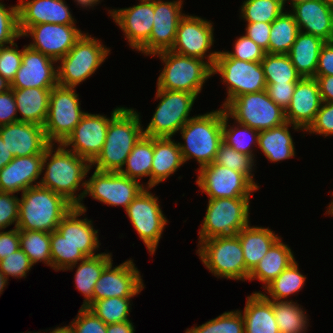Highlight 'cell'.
<instances>
[{
	"label": "cell",
	"instance_id": "obj_35",
	"mask_svg": "<svg viewBox=\"0 0 333 333\" xmlns=\"http://www.w3.org/2000/svg\"><path fill=\"white\" fill-rule=\"evenodd\" d=\"M289 122L259 132L258 147L270 162H280L295 157L294 142Z\"/></svg>",
	"mask_w": 333,
	"mask_h": 333
},
{
	"label": "cell",
	"instance_id": "obj_55",
	"mask_svg": "<svg viewBox=\"0 0 333 333\" xmlns=\"http://www.w3.org/2000/svg\"><path fill=\"white\" fill-rule=\"evenodd\" d=\"M306 131L325 137L333 135V102H322L314 122Z\"/></svg>",
	"mask_w": 333,
	"mask_h": 333
},
{
	"label": "cell",
	"instance_id": "obj_56",
	"mask_svg": "<svg viewBox=\"0 0 333 333\" xmlns=\"http://www.w3.org/2000/svg\"><path fill=\"white\" fill-rule=\"evenodd\" d=\"M296 84L297 82L266 84V92L277 105L286 110L290 105Z\"/></svg>",
	"mask_w": 333,
	"mask_h": 333
},
{
	"label": "cell",
	"instance_id": "obj_51",
	"mask_svg": "<svg viewBox=\"0 0 333 333\" xmlns=\"http://www.w3.org/2000/svg\"><path fill=\"white\" fill-rule=\"evenodd\" d=\"M21 62L22 50H18L15 42L10 44V46H2L0 52V75L10 84L20 68Z\"/></svg>",
	"mask_w": 333,
	"mask_h": 333
},
{
	"label": "cell",
	"instance_id": "obj_20",
	"mask_svg": "<svg viewBox=\"0 0 333 333\" xmlns=\"http://www.w3.org/2000/svg\"><path fill=\"white\" fill-rule=\"evenodd\" d=\"M182 0H154V24L148 42L139 50L152 55L171 50L176 39L177 27L182 14Z\"/></svg>",
	"mask_w": 333,
	"mask_h": 333
},
{
	"label": "cell",
	"instance_id": "obj_16",
	"mask_svg": "<svg viewBox=\"0 0 333 333\" xmlns=\"http://www.w3.org/2000/svg\"><path fill=\"white\" fill-rule=\"evenodd\" d=\"M145 187L146 185L140 184L120 172L95 170L86 181L83 198L89 195L99 202L109 206H122L126 210Z\"/></svg>",
	"mask_w": 333,
	"mask_h": 333
},
{
	"label": "cell",
	"instance_id": "obj_63",
	"mask_svg": "<svg viewBox=\"0 0 333 333\" xmlns=\"http://www.w3.org/2000/svg\"><path fill=\"white\" fill-rule=\"evenodd\" d=\"M14 159V156L11 152L8 151V148L4 144L0 136V170L5 167L9 162Z\"/></svg>",
	"mask_w": 333,
	"mask_h": 333
},
{
	"label": "cell",
	"instance_id": "obj_49",
	"mask_svg": "<svg viewBox=\"0 0 333 333\" xmlns=\"http://www.w3.org/2000/svg\"><path fill=\"white\" fill-rule=\"evenodd\" d=\"M0 2V45L12 44L21 37L18 28V5L5 7Z\"/></svg>",
	"mask_w": 333,
	"mask_h": 333
},
{
	"label": "cell",
	"instance_id": "obj_59",
	"mask_svg": "<svg viewBox=\"0 0 333 333\" xmlns=\"http://www.w3.org/2000/svg\"><path fill=\"white\" fill-rule=\"evenodd\" d=\"M20 248L19 229L0 231V261Z\"/></svg>",
	"mask_w": 333,
	"mask_h": 333
},
{
	"label": "cell",
	"instance_id": "obj_37",
	"mask_svg": "<svg viewBox=\"0 0 333 333\" xmlns=\"http://www.w3.org/2000/svg\"><path fill=\"white\" fill-rule=\"evenodd\" d=\"M154 155V137L143 135L135 144L125 162V167L120 173L130 179L139 180L143 177H149L146 183L151 188V167Z\"/></svg>",
	"mask_w": 333,
	"mask_h": 333
},
{
	"label": "cell",
	"instance_id": "obj_13",
	"mask_svg": "<svg viewBox=\"0 0 333 333\" xmlns=\"http://www.w3.org/2000/svg\"><path fill=\"white\" fill-rule=\"evenodd\" d=\"M150 189L145 187L125 211L150 255H154L168 220Z\"/></svg>",
	"mask_w": 333,
	"mask_h": 333
},
{
	"label": "cell",
	"instance_id": "obj_5",
	"mask_svg": "<svg viewBox=\"0 0 333 333\" xmlns=\"http://www.w3.org/2000/svg\"><path fill=\"white\" fill-rule=\"evenodd\" d=\"M154 55L165 65L157 80L158 89L186 91L198 97L203 84L212 76V67L202 59L183 56L171 50Z\"/></svg>",
	"mask_w": 333,
	"mask_h": 333
},
{
	"label": "cell",
	"instance_id": "obj_17",
	"mask_svg": "<svg viewBox=\"0 0 333 333\" xmlns=\"http://www.w3.org/2000/svg\"><path fill=\"white\" fill-rule=\"evenodd\" d=\"M123 107L115 108L111 117L105 115L85 113L69 136L61 143L65 148L92 163L101 153L110 120Z\"/></svg>",
	"mask_w": 333,
	"mask_h": 333
},
{
	"label": "cell",
	"instance_id": "obj_22",
	"mask_svg": "<svg viewBox=\"0 0 333 333\" xmlns=\"http://www.w3.org/2000/svg\"><path fill=\"white\" fill-rule=\"evenodd\" d=\"M57 61L24 45L22 62L10 88H53L58 85Z\"/></svg>",
	"mask_w": 333,
	"mask_h": 333
},
{
	"label": "cell",
	"instance_id": "obj_66",
	"mask_svg": "<svg viewBox=\"0 0 333 333\" xmlns=\"http://www.w3.org/2000/svg\"><path fill=\"white\" fill-rule=\"evenodd\" d=\"M10 89V83L0 75V93Z\"/></svg>",
	"mask_w": 333,
	"mask_h": 333
},
{
	"label": "cell",
	"instance_id": "obj_43",
	"mask_svg": "<svg viewBox=\"0 0 333 333\" xmlns=\"http://www.w3.org/2000/svg\"><path fill=\"white\" fill-rule=\"evenodd\" d=\"M261 64L266 84L298 82L302 78L287 54L266 53Z\"/></svg>",
	"mask_w": 333,
	"mask_h": 333
},
{
	"label": "cell",
	"instance_id": "obj_3",
	"mask_svg": "<svg viewBox=\"0 0 333 333\" xmlns=\"http://www.w3.org/2000/svg\"><path fill=\"white\" fill-rule=\"evenodd\" d=\"M73 207L62 195L40 185L32 186L19 198L17 228L51 233Z\"/></svg>",
	"mask_w": 333,
	"mask_h": 333
},
{
	"label": "cell",
	"instance_id": "obj_6",
	"mask_svg": "<svg viewBox=\"0 0 333 333\" xmlns=\"http://www.w3.org/2000/svg\"><path fill=\"white\" fill-rule=\"evenodd\" d=\"M100 41L83 33L69 52L57 61L60 62L57 66L58 85L76 88L95 73L110 53Z\"/></svg>",
	"mask_w": 333,
	"mask_h": 333
},
{
	"label": "cell",
	"instance_id": "obj_39",
	"mask_svg": "<svg viewBox=\"0 0 333 333\" xmlns=\"http://www.w3.org/2000/svg\"><path fill=\"white\" fill-rule=\"evenodd\" d=\"M306 278L307 277L300 272L295 260L264 287L267 291L265 294L260 293L268 300L288 301L284 299L299 292L303 288ZM267 293L269 294L268 296L266 295Z\"/></svg>",
	"mask_w": 333,
	"mask_h": 333
},
{
	"label": "cell",
	"instance_id": "obj_40",
	"mask_svg": "<svg viewBox=\"0 0 333 333\" xmlns=\"http://www.w3.org/2000/svg\"><path fill=\"white\" fill-rule=\"evenodd\" d=\"M229 119L223 108L222 141L234 150L251 156L254 159L255 155L251 146H258L259 131L236 121V127L234 125L229 126Z\"/></svg>",
	"mask_w": 333,
	"mask_h": 333
},
{
	"label": "cell",
	"instance_id": "obj_65",
	"mask_svg": "<svg viewBox=\"0 0 333 333\" xmlns=\"http://www.w3.org/2000/svg\"><path fill=\"white\" fill-rule=\"evenodd\" d=\"M50 333H75L70 325L54 328Z\"/></svg>",
	"mask_w": 333,
	"mask_h": 333
},
{
	"label": "cell",
	"instance_id": "obj_58",
	"mask_svg": "<svg viewBox=\"0 0 333 333\" xmlns=\"http://www.w3.org/2000/svg\"><path fill=\"white\" fill-rule=\"evenodd\" d=\"M272 23H247L245 36L252 39L265 51L268 50L269 37Z\"/></svg>",
	"mask_w": 333,
	"mask_h": 333
},
{
	"label": "cell",
	"instance_id": "obj_8",
	"mask_svg": "<svg viewBox=\"0 0 333 333\" xmlns=\"http://www.w3.org/2000/svg\"><path fill=\"white\" fill-rule=\"evenodd\" d=\"M250 198H209L199 243L219 236L236 235L249 224Z\"/></svg>",
	"mask_w": 333,
	"mask_h": 333
},
{
	"label": "cell",
	"instance_id": "obj_70",
	"mask_svg": "<svg viewBox=\"0 0 333 333\" xmlns=\"http://www.w3.org/2000/svg\"><path fill=\"white\" fill-rule=\"evenodd\" d=\"M324 1L327 5L333 7V0H322Z\"/></svg>",
	"mask_w": 333,
	"mask_h": 333
},
{
	"label": "cell",
	"instance_id": "obj_32",
	"mask_svg": "<svg viewBox=\"0 0 333 333\" xmlns=\"http://www.w3.org/2000/svg\"><path fill=\"white\" fill-rule=\"evenodd\" d=\"M237 236L243 249L246 268L251 272L265 256L270 247L280 238L271 229L250 226L241 229Z\"/></svg>",
	"mask_w": 333,
	"mask_h": 333
},
{
	"label": "cell",
	"instance_id": "obj_44",
	"mask_svg": "<svg viewBox=\"0 0 333 333\" xmlns=\"http://www.w3.org/2000/svg\"><path fill=\"white\" fill-rule=\"evenodd\" d=\"M20 248L32 264L43 262L52 268L50 233L37 230H19Z\"/></svg>",
	"mask_w": 333,
	"mask_h": 333
},
{
	"label": "cell",
	"instance_id": "obj_15",
	"mask_svg": "<svg viewBox=\"0 0 333 333\" xmlns=\"http://www.w3.org/2000/svg\"><path fill=\"white\" fill-rule=\"evenodd\" d=\"M214 28L210 21L194 15H184L178 24L176 39L171 51L183 56L208 61L213 67L218 52H209L214 43Z\"/></svg>",
	"mask_w": 333,
	"mask_h": 333
},
{
	"label": "cell",
	"instance_id": "obj_27",
	"mask_svg": "<svg viewBox=\"0 0 333 333\" xmlns=\"http://www.w3.org/2000/svg\"><path fill=\"white\" fill-rule=\"evenodd\" d=\"M291 10L301 32L333 41V7L322 0H312L295 4Z\"/></svg>",
	"mask_w": 333,
	"mask_h": 333
},
{
	"label": "cell",
	"instance_id": "obj_41",
	"mask_svg": "<svg viewBox=\"0 0 333 333\" xmlns=\"http://www.w3.org/2000/svg\"><path fill=\"white\" fill-rule=\"evenodd\" d=\"M272 300L280 333H305L308 327L306 311L297 302ZM302 307V308H301Z\"/></svg>",
	"mask_w": 333,
	"mask_h": 333
},
{
	"label": "cell",
	"instance_id": "obj_68",
	"mask_svg": "<svg viewBox=\"0 0 333 333\" xmlns=\"http://www.w3.org/2000/svg\"><path fill=\"white\" fill-rule=\"evenodd\" d=\"M307 1H312V0H289L288 3L290 2L291 7H293L295 4L307 2Z\"/></svg>",
	"mask_w": 333,
	"mask_h": 333
},
{
	"label": "cell",
	"instance_id": "obj_31",
	"mask_svg": "<svg viewBox=\"0 0 333 333\" xmlns=\"http://www.w3.org/2000/svg\"><path fill=\"white\" fill-rule=\"evenodd\" d=\"M325 43L320 37L301 31L298 33L287 55L302 78L315 77L319 54Z\"/></svg>",
	"mask_w": 333,
	"mask_h": 333
},
{
	"label": "cell",
	"instance_id": "obj_33",
	"mask_svg": "<svg viewBox=\"0 0 333 333\" xmlns=\"http://www.w3.org/2000/svg\"><path fill=\"white\" fill-rule=\"evenodd\" d=\"M52 88H24L12 89L17 112L22 117L18 121L38 124L43 126L49 107V96Z\"/></svg>",
	"mask_w": 333,
	"mask_h": 333
},
{
	"label": "cell",
	"instance_id": "obj_29",
	"mask_svg": "<svg viewBox=\"0 0 333 333\" xmlns=\"http://www.w3.org/2000/svg\"><path fill=\"white\" fill-rule=\"evenodd\" d=\"M184 163L178 143L171 137H154L151 188L165 181Z\"/></svg>",
	"mask_w": 333,
	"mask_h": 333
},
{
	"label": "cell",
	"instance_id": "obj_45",
	"mask_svg": "<svg viewBox=\"0 0 333 333\" xmlns=\"http://www.w3.org/2000/svg\"><path fill=\"white\" fill-rule=\"evenodd\" d=\"M131 298L133 297H111L94 301L90 309L106 325L129 321Z\"/></svg>",
	"mask_w": 333,
	"mask_h": 333
},
{
	"label": "cell",
	"instance_id": "obj_12",
	"mask_svg": "<svg viewBox=\"0 0 333 333\" xmlns=\"http://www.w3.org/2000/svg\"><path fill=\"white\" fill-rule=\"evenodd\" d=\"M75 88L57 85L51 89L44 133L49 143H62L86 113L81 110Z\"/></svg>",
	"mask_w": 333,
	"mask_h": 333
},
{
	"label": "cell",
	"instance_id": "obj_10",
	"mask_svg": "<svg viewBox=\"0 0 333 333\" xmlns=\"http://www.w3.org/2000/svg\"><path fill=\"white\" fill-rule=\"evenodd\" d=\"M224 110L229 118L259 132L287 122L285 110L268 96L266 90L235 97Z\"/></svg>",
	"mask_w": 333,
	"mask_h": 333
},
{
	"label": "cell",
	"instance_id": "obj_28",
	"mask_svg": "<svg viewBox=\"0 0 333 333\" xmlns=\"http://www.w3.org/2000/svg\"><path fill=\"white\" fill-rule=\"evenodd\" d=\"M87 211L81 202L74 206L61 220L57 231L66 238L67 241L77 246L87 257L95 256L99 248L98 230H95L92 220L88 218L79 219Z\"/></svg>",
	"mask_w": 333,
	"mask_h": 333
},
{
	"label": "cell",
	"instance_id": "obj_26",
	"mask_svg": "<svg viewBox=\"0 0 333 333\" xmlns=\"http://www.w3.org/2000/svg\"><path fill=\"white\" fill-rule=\"evenodd\" d=\"M43 156L44 151L37 155L14 157L0 170V192L18 194L39 185V182L34 185L33 182L42 175Z\"/></svg>",
	"mask_w": 333,
	"mask_h": 333
},
{
	"label": "cell",
	"instance_id": "obj_2",
	"mask_svg": "<svg viewBox=\"0 0 333 333\" xmlns=\"http://www.w3.org/2000/svg\"><path fill=\"white\" fill-rule=\"evenodd\" d=\"M140 113L123 107L109 122L103 149L91 163L95 170L120 172L135 144L144 135Z\"/></svg>",
	"mask_w": 333,
	"mask_h": 333
},
{
	"label": "cell",
	"instance_id": "obj_67",
	"mask_svg": "<svg viewBox=\"0 0 333 333\" xmlns=\"http://www.w3.org/2000/svg\"><path fill=\"white\" fill-rule=\"evenodd\" d=\"M8 283V279L5 277V275L0 271V295L2 294L1 292L4 291V288L6 284Z\"/></svg>",
	"mask_w": 333,
	"mask_h": 333
},
{
	"label": "cell",
	"instance_id": "obj_25",
	"mask_svg": "<svg viewBox=\"0 0 333 333\" xmlns=\"http://www.w3.org/2000/svg\"><path fill=\"white\" fill-rule=\"evenodd\" d=\"M0 136L14 157L41 154L50 144L43 126L16 121L0 127Z\"/></svg>",
	"mask_w": 333,
	"mask_h": 333
},
{
	"label": "cell",
	"instance_id": "obj_11",
	"mask_svg": "<svg viewBox=\"0 0 333 333\" xmlns=\"http://www.w3.org/2000/svg\"><path fill=\"white\" fill-rule=\"evenodd\" d=\"M220 74L227 87L224 108L232 99L247 93L266 90V81L261 62L242 61L230 57L225 51H218L212 67V75Z\"/></svg>",
	"mask_w": 333,
	"mask_h": 333
},
{
	"label": "cell",
	"instance_id": "obj_52",
	"mask_svg": "<svg viewBox=\"0 0 333 333\" xmlns=\"http://www.w3.org/2000/svg\"><path fill=\"white\" fill-rule=\"evenodd\" d=\"M234 52L225 51L230 57L242 61L261 62L266 51L245 35L235 40Z\"/></svg>",
	"mask_w": 333,
	"mask_h": 333
},
{
	"label": "cell",
	"instance_id": "obj_9",
	"mask_svg": "<svg viewBox=\"0 0 333 333\" xmlns=\"http://www.w3.org/2000/svg\"><path fill=\"white\" fill-rule=\"evenodd\" d=\"M160 100L150 123L143 129L148 137H173L192 117L189 114L196 96L186 91L156 89Z\"/></svg>",
	"mask_w": 333,
	"mask_h": 333
},
{
	"label": "cell",
	"instance_id": "obj_46",
	"mask_svg": "<svg viewBox=\"0 0 333 333\" xmlns=\"http://www.w3.org/2000/svg\"><path fill=\"white\" fill-rule=\"evenodd\" d=\"M279 0H245L241 6V19L247 23H273L285 10Z\"/></svg>",
	"mask_w": 333,
	"mask_h": 333
},
{
	"label": "cell",
	"instance_id": "obj_14",
	"mask_svg": "<svg viewBox=\"0 0 333 333\" xmlns=\"http://www.w3.org/2000/svg\"><path fill=\"white\" fill-rule=\"evenodd\" d=\"M196 184L208 198H250L258 188L241 172L211 163L198 169Z\"/></svg>",
	"mask_w": 333,
	"mask_h": 333
},
{
	"label": "cell",
	"instance_id": "obj_47",
	"mask_svg": "<svg viewBox=\"0 0 333 333\" xmlns=\"http://www.w3.org/2000/svg\"><path fill=\"white\" fill-rule=\"evenodd\" d=\"M185 333H245V324L240 310H233L200 326L188 328Z\"/></svg>",
	"mask_w": 333,
	"mask_h": 333
},
{
	"label": "cell",
	"instance_id": "obj_21",
	"mask_svg": "<svg viewBox=\"0 0 333 333\" xmlns=\"http://www.w3.org/2000/svg\"><path fill=\"white\" fill-rule=\"evenodd\" d=\"M109 14L131 48L139 51L149 40L154 24V0H140L129 8L110 9Z\"/></svg>",
	"mask_w": 333,
	"mask_h": 333
},
{
	"label": "cell",
	"instance_id": "obj_54",
	"mask_svg": "<svg viewBox=\"0 0 333 333\" xmlns=\"http://www.w3.org/2000/svg\"><path fill=\"white\" fill-rule=\"evenodd\" d=\"M13 193L0 192V229L15 224L17 228L19 213V198Z\"/></svg>",
	"mask_w": 333,
	"mask_h": 333
},
{
	"label": "cell",
	"instance_id": "obj_4",
	"mask_svg": "<svg viewBox=\"0 0 333 333\" xmlns=\"http://www.w3.org/2000/svg\"><path fill=\"white\" fill-rule=\"evenodd\" d=\"M223 108L191 118L179 131L184 144L179 143L184 162L194 158L199 167L214 162L222 142Z\"/></svg>",
	"mask_w": 333,
	"mask_h": 333
},
{
	"label": "cell",
	"instance_id": "obj_69",
	"mask_svg": "<svg viewBox=\"0 0 333 333\" xmlns=\"http://www.w3.org/2000/svg\"><path fill=\"white\" fill-rule=\"evenodd\" d=\"M333 197V196H332ZM326 214H330L333 216V199H332V202L329 203V206H328V209L326 211Z\"/></svg>",
	"mask_w": 333,
	"mask_h": 333
},
{
	"label": "cell",
	"instance_id": "obj_36",
	"mask_svg": "<svg viewBox=\"0 0 333 333\" xmlns=\"http://www.w3.org/2000/svg\"><path fill=\"white\" fill-rule=\"evenodd\" d=\"M112 254L100 253L81 260L75 272V287L85 299L81 307L88 308L93 303V292L102 271L112 262Z\"/></svg>",
	"mask_w": 333,
	"mask_h": 333
},
{
	"label": "cell",
	"instance_id": "obj_50",
	"mask_svg": "<svg viewBox=\"0 0 333 333\" xmlns=\"http://www.w3.org/2000/svg\"><path fill=\"white\" fill-rule=\"evenodd\" d=\"M32 266L34 265L21 248L0 261V271L8 280L9 276L25 278Z\"/></svg>",
	"mask_w": 333,
	"mask_h": 333
},
{
	"label": "cell",
	"instance_id": "obj_71",
	"mask_svg": "<svg viewBox=\"0 0 333 333\" xmlns=\"http://www.w3.org/2000/svg\"><path fill=\"white\" fill-rule=\"evenodd\" d=\"M279 1L285 5V3H287L289 0H279Z\"/></svg>",
	"mask_w": 333,
	"mask_h": 333
},
{
	"label": "cell",
	"instance_id": "obj_19",
	"mask_svg": "<svg viewBox=\"0 0 333 333\" xmlns=\"http://www.w3.org/2000/svg\"><path fill=\"white\" fill-rule=\"evenodd\" d=\"M112 267L113 262L102 271L97 280L93 292V302L111 297H134L144 289L141 274L133 260L128 259L122 264Z\"/></svg>",
	"mask_w": 333,
	"mask_h": 333
},
{
	"label": "cell",
	"instance_id": "obj_64",
	"mask_svg": "<svg viewBox=\"0 0 333 333\" xmlns=\"http://www.w3.org/2000/svg\"><path fill=\"white\" fill-rule=\"evenodd\" d=\"M75 1L77 2V5L79 4V6H82L83 8L89 7V9L101 2L100 0H74V2Z\"/></svg>",
	"mask_w": 333,
	"mask_h": 333
},
{
	"label": "cell",
	"instance_id": "obj_42",
	"mask_svg": "<svg viewBox=\"0 0 333 333\" xmlns=\"http://www.w3.org/2000/svg\"><path fill=\"white\" fill-rule=\"evenodd\" d=\"M52 269L72 270L87 256L74 244L67 241L57 230L50 233Z\"/></svg>",
	"mask_w": 333,
	"mask_h": 333
},
{
	"label": "cell",
	"instance_id": "obj_53",
	"mask_svg": "<svg viewBox=\"0 0 333 333\" xmlns=\"http://www.w3.org/2000/svg\"><path fill=\"white\" fill-rule=\"evenodd\" d=\"M75 333H106L107 325L90 309L81 307L78 315L69 324Z\"/></svg>",
	"mask_w": 333,
	"mask_h": 333
},
{
	"label": "cell",
	"instance_id": "obj_7",
	"mask_svg": "<svg viewBox=\"0 0 333 333\" xmlns=\"http://www.w3.org/2000/svg\"><path fill=\"white\" fill-rule=\"evenodd\" d=\"M196 250L204 266L218 278L248 280L243 249L236 235L219 236L198 243Z\"/></svg>",
	"mask_w": 333,
	"mask_h": 333
},
{
	"label": "cell",
	"instance_id": "obj_48",
	"mask_svg": "<svg viewBox=\"0 0 333 333\" xmlns=\"http://www.w3.org/2000/svg\"><path fill=\"white\" fill-rule=\"evenodd\" d=\"M255 159L246 154L240 153L228 146L223 141L218 147L216 157L213 163L226 166L236 172L243 173L257 188H260L256 182H254V174L252 173L255 169L253 168Z\"/></svg>",
	"mask_w": 333,
	"mask_h": 333
},
{
	"label": "cell",
	"instance_id": "obj_24",
	"mask_svg": "<svg viewBox=\"0 0 333 333\" xmlns=\"http://www.w3.org/2000/svg\"><path fill=\"white\" fill-rule=\"evenodd\" d=\"M322 104L315 78H301L294 89L290 105L285 110L286 121L298 131H306L314 122Z\"/></svg>",
	"mask_w": 333,
	"mask_h": 333
},
{
	"label": "cell",
	"instance_id": "obj_62",
	"mask_svg": "<svg viewBox=\"0 0 333 333\" xmlns=\"http://www.w3.org/2000/svg\"><path fill=\"white\" fill-rule=\"evenodd\" d=\"M134 325L131 320L121 322V323H114L108 324L106 333H134Z\"/></svg>",
	"mask_w": 333,
	"mask_h": 333
},
{
	"label": "cell",
	"instance_id": "obj_34",
	"mask_svg": "<svg viewBox=\"0 0 333 333\" xmlns=\"http://www.w3.org/2000/svg\"><path fill=\"white\" fill-rule=\"evenodd\" d=\"M295 261L291 248L279 238L250 272L248 280H259L265 287Z\"/></svg>",
	"mask_w": 333,
	"mask_h": 333
},
{
	"label": "cell",
	"instance_id": "obj_18",
	"mask_svg": "<svg viewBox=\"0 0 333 333\" xmlns=\"http://www.w3.org/2000/svg\"><path fill=\"white\" fill-rule=\"evenodd\" d=\"M83 33L75 25L43 23L30 26L21 37H32L33 41L28 45L30 48L58 61Z\"/></svg>",
	"mask_w": 333,
	"mask_h": 333
},
{
	"label": "cell",
	"instance_id": "obj_57",
	"mask_svg": "<svg viewBox=\"0 0 333 333\" xmlns=\"http://www.w3.org/2000/svg\"><path fill=\"white\" fill-rule=\"evenodd\" d=\"M17 107L12 88L0 93V127L18 121Z\"/></svg>",
	"mask_w": 333,
	"mask_h": 333
},
{
	"label": "cell",
	"instance_id": "obj_38",
	"mask_svg": "<svg viewBox=\"0 0 333 333\" xmlns=\"http://www.w3.org/2000/svg\"><path fill=\"white\" fill-rule=\"evenodd\" d=\"M299 32V27L290 10L283 11L271 25L266 53L288 54Z\"/></svg>",
	"mask_w": 333,
	"mask_h": 333
},
{
	"label": "cell",
	"instance_id": "obj_60",
	"mask_svg": "<svg viewBox=\"0 0 333 333\" xmlns=\"http://www.w3.org/2000/svg\"><path fill=\"white\" fill-rule=\"evenodd\" d=\"M333 76V41L326 42L320 51L315 76Z\"/></svg>",
	"mask_w": 333,
	"mask_h": 333
},
{
	"label": "cell",
	"instance_id": "obj_30",
	"mask_svg": "<svg viewBox=\"0 0 333 333\" xmlns=\"http://www.w3.org/2000/svg\"><path fill=\"white\" fill-rule=\"evenodd\" d=\"M243 314L245 333H280L272 300L254 292L247 297Z\"/></svg>",
	"mask_w": 333,
	"mask_h": 333
},
{
	"label": "cell",
	"instance_id": "obj_1",
	"mask_svg": "<svg viewBox=\"0 0 333 333\" xmlns=\"http://www.w3.org/2000/svg\"><path fill=\"white\" fill-rule=\"evenodd\" d=\"M58 145L54 149V144L50 143L44 150L42 173L45 170V174L39 180V185L62 195L74 206H78L83 201L86 187L84 179L92 165L87 159L68 150L61 143ZM83 187L79 195L75 194Z\"/></svg>",
	"mask_w": 333,
	"mask_h": 333
},
{
	"label": "cell",
	"instance_id": "obj_23",
	"mask_svg": "<svg viewBox=\"0 0 333 333\" xmlns=\"http://www.w3.org/2000/svg\"><path fill=\"white\" fill-rule=\"evenodd\" d=\"M18 28L22 35L30 26L52 23L75 25L65 0H19Z\"/></svg>",
	"mask_w": 333,
	"mask_h": 333
},
{
	"label": "cell",
	"instance_id": "obj_61",
	"mask_svg": "<svg viewBox=\"0 0 333 333\" xmlns=\"http://www.w3.org/2000/svg\"><path fill=\"white\" fill-rule=\"evenodd\" d=\"M322 102H333V76H315Z\"/></svg>",
	"mask_w": 333,
	"mask_h": 333
}]
</instances>
